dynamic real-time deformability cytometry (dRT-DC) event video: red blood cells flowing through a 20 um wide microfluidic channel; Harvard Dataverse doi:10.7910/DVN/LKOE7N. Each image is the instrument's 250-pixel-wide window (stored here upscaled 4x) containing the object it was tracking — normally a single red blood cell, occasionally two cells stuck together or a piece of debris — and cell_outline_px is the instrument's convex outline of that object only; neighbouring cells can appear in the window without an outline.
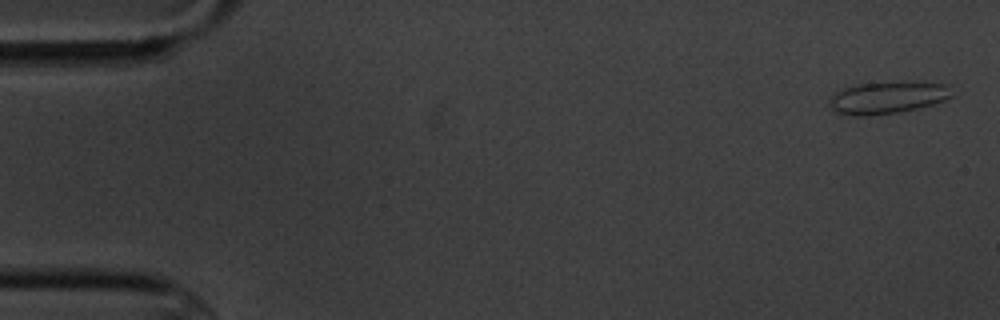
{"species": "common noctule bat (a hibernating species)", "species_latin": "Nyctalus noctula", "temperature_condition": "cold", "stored_images_in_passage": 5, "camera_frame_rate_fps": 3000, "um_per_image_px": 0.085, "animal": {"sex": "male", "body_mass_g": 20.1, "forearm_length_mm": 53.5}, "frame": {"image": 1, "passage_image": 1, "time_ms": 0.0, "image_size_px": [1000, 320], "cell_outline_px": [[952, 96], [944, 100], [932, 104], [916, 108], [896, 112], [868, 116], [856, 116], [836, 112], [828, 104], [832, 96], [836, 92], [844, 88], [860, 84], [904, 80], [924, 80], [948, 84]], "centroid_in_image_um": [75.49, 8.25], "position_along_channel_um": 9.5, "area_um2": 23.29}}
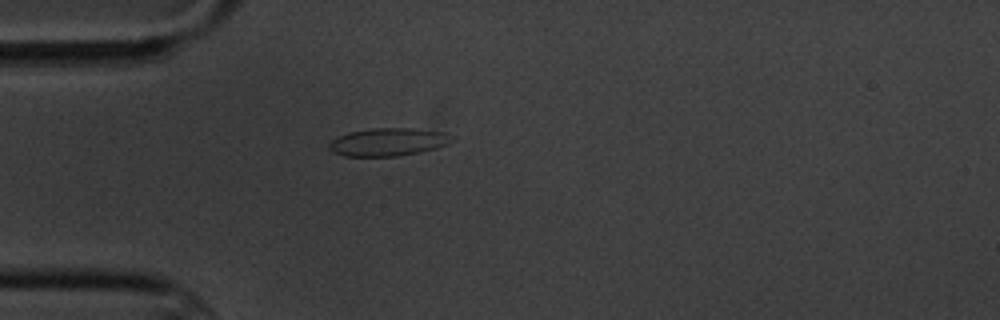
{"frame": {"image": 2, "passage_image": 5, "time_ms": 4.667, "image_size_px": [1000, 320], "cell_outline_px": [[448, 144], [436, 148], [420, 152], [396, 156], [344, 156], [332, 152], [328, 148], [328, 144], [336, 136], [348, 132], [372, 128], [412, 128], [444, 132]], "centroid_in_image_um": [32.86, 12.07], "position_along_channel_um": 52.1, "area_um2": 19.71}}